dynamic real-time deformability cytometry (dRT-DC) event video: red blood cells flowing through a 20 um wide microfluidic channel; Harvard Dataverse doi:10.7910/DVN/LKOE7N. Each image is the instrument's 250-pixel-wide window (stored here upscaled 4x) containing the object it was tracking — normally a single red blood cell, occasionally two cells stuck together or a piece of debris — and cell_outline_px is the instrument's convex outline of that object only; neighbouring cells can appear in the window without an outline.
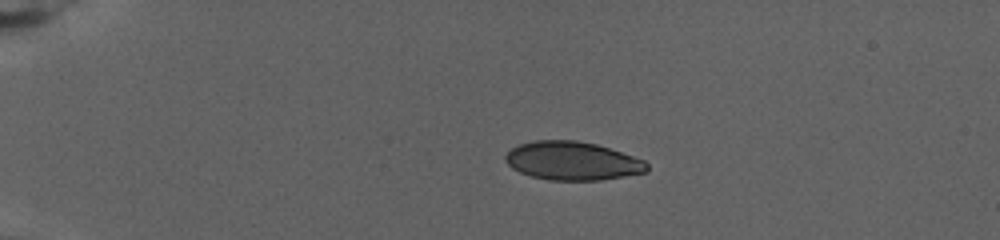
{"species": "human", "species_latin": "Homo sapiens", "temperature_condition": "warm", "stored_images_in_passage": 62, "camera_frame_rate_fps": 3000, "um_per_image_px": 0.085, "donor": {"sex": "female"}, "frame": {"image": 1, "passage_image": 1, "time_ms": 0.0, "image_size_px": [1000, 240], "cell_outline_px": [[648, 172], [600, 180], [548, 180], [532, 176], [520, 172], [512, 168], [504, 160], [504, 156], [512, 148], [520, 144], [536, 140], [576, 140], [596, 144], [644, 160], [648, 164]], "centroid_in_image_um": [48.64, 13.68], "position_along_channel_um": 36.4, "area_um2": 31.62}}
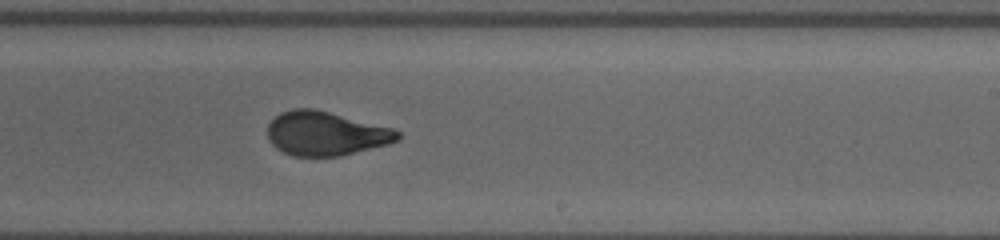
{"frame": {"image": 2, "passage_image": 34, "time_ms": 11.0, "image_size_px": [1000, 240], "cell_outline_px": [[400, 140], [388, 144], [340, 156], [292, 156], [276, 148], [268, 140], [268, 124], [280, 112], [292, 108], [312, 108], [396, 128], [400, 132]], "centroid_in_image_um": [27.71, 11.34], "position_along_channel_um": 261.3, "area_um2": 33.58}}
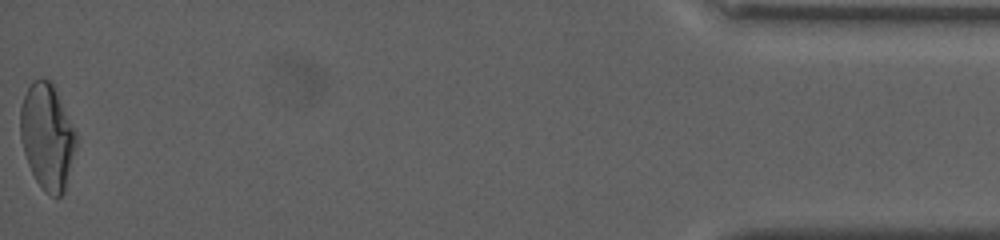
{"frame": {"image": 3, "passage_image": 62, "time_ms": 20.333, "image_size_px": [1000, 240], "cell_outline_px": [[76, 148], [64, 192], [60, 196], [52, 196], [36, 180], [28, 164], [24, 152], [20, 136], [20, 108], [24, 96], [32, 80], [52, 80], [76, 132]], "centroid_in_image_um": [4.02, 11.57], "position_along_channel_um": 431.2, "area_um2": 34.1}}